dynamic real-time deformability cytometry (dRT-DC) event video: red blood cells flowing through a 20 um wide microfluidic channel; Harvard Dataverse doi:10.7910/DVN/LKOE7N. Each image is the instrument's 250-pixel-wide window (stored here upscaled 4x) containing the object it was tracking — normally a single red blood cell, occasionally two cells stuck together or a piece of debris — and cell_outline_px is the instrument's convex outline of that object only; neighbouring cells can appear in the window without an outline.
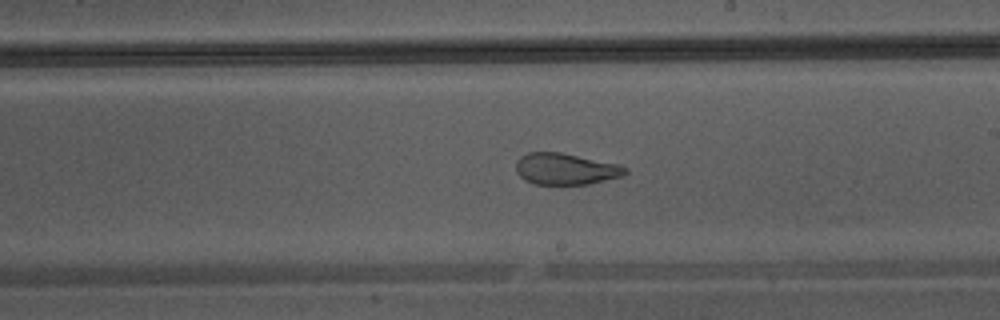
{"species": "Egyptian fruit bat (a non-hibernating species)", "species_latin": "Rousettus aegyptiacus", "temperature_condition": "warm", "stored_images_in_passage": 34, "camera_frame_rate_fps": 3000, "um_per_image_px": 0.085, "animal": {"sex": "male"}, "frame": {"image": 1, "passage_image": 20, "time_ms": 6.333, "image_size_px": [1000, 320], "cell_outline_px": [[628, 172], [624, 176], [588, 184], [536, 184], [524, 180], [516, 172], [516, 160], [520, 156], [528, 152], [560, 152], [620, 164], [628, 168]], "centroid_in_image_um": [48.09, 14.35], "position_along_channel_um": 240.9, "area_um2": 20.23}}